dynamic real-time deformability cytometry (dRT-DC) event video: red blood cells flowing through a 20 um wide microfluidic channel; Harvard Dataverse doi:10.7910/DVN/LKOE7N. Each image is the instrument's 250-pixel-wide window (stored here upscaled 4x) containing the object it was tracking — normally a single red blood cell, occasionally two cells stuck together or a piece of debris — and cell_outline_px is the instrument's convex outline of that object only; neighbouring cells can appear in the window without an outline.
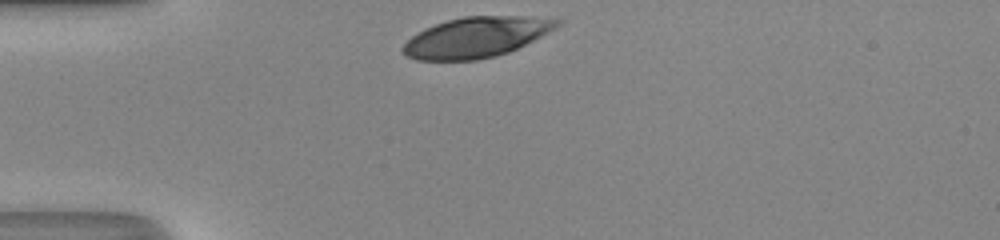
{"species": "human", "species_latin": "Homo sapiens", "temperature_condition": "room temperature", "stored_images_in_passage": 27, "camera_frame_rate_fps": 3000, "um_per_image_px": 0.085, "donor": {"sex": "male"}, "frame": {"image": 1, "passage_image": 1, "time_ms": 0.0, "image_size_px": [1000, 240], "cell_outline_px": [[564, 20], [560, 24], [540, 36], [508, 52], [496, 56], [476, 60], [416, 60], [404, 56], [400, 48], [412, 36], [424, 28], [448, 20], [464, 16], [524, 16]], "centroid_in_image_um": [40.41, 3.17], "position_along_channel_um": 44.6, "area_um2": 35.95}}
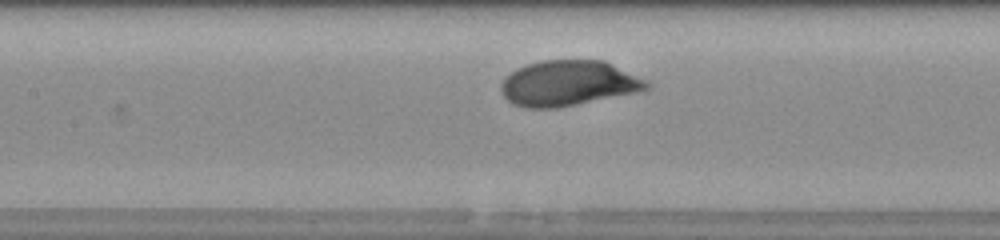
{"frame": {"image": 2, "passage_image": 11, "time_ms": 3.333, "image_size_px": [1000, 240], "cell_outline_px": [[652, 88], [640, 92], [556, 108], [524, 108], [512, 104], [504, 96], [500, 88], [500, 84], [504, 76], [516, 68], [528, 64], [544, 60], [604, 60], [648, 80], [652, 84]], "centroid_in_image_um": [48.34, 7.08], "position_along_channel_um": 159.1, "area_um2": 39.02}}
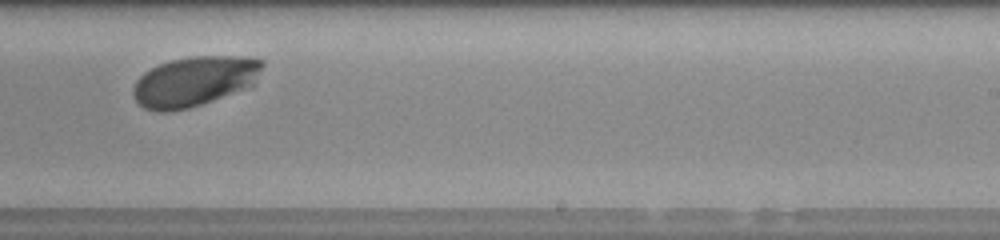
{"frame": {"image": 3, "passage_image": 19, "time_ms": 6.0, "image_size_px": [1000, 240], "cell_outline_px": [[264, 64], [252, 84], [212, 100], [188, 108], [168, 112], [160, 112], [144, 108], [136, 100], [132, 92], [132, 88], [136, 80], [144, 72], [160, 64], [172, 60], [192, 56], [240, 56], [264, 60]], "centroid_in_image_um": [16.47, 6.9], "position_along_channel_um": 272.5, "area_um2": 36.99}, "authors_computed_cell_mechanics": {"area_um2": 38.2636, "velocity_mm_per_s": 4.2669, "shape_relaxation_time_tau1_ms": 2.2954, "shape_relaxation_time_tau2_ms": null, "deformation_change_tau1": 0.1904, "deformation_change_tau2": null}}